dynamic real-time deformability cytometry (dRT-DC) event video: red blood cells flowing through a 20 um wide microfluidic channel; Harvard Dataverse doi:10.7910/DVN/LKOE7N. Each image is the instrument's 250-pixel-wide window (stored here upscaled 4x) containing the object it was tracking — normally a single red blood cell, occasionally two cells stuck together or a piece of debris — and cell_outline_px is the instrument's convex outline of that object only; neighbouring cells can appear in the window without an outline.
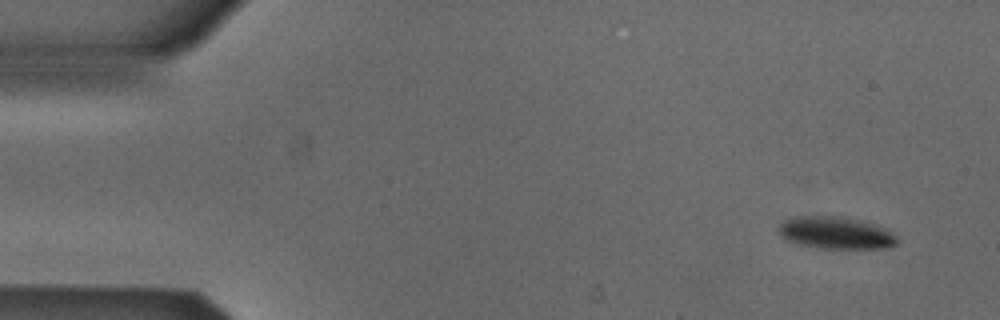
{"species": "Egyptian fruit bat (a non-hibernating species)", "species_latin": "Rousettus aegyptiacus", "temperature_condition": "cold", "stored_images_in_passage": 50, "camera_frame_rate_fps": 3000, "um_per_image_px": 0.085, "animal": {"sex": "male"}, "frame": {"image": 1, "passage_image": 1, "time_ms": 0.0, "image_size_px": [1000, 320], "cell_outline_px": [[896, 244], [888, 248], [820, 248], [796, 244], [780, 236], [780, 224], [784, 220], [792, 216], [840, 216], [860, 220], [884, 228], [892, 232], [896, 236]], "centroid_in_image_um": [71.02, 19.79], "position_along_channel_um": 14.0, "area_um2": 22.14}}
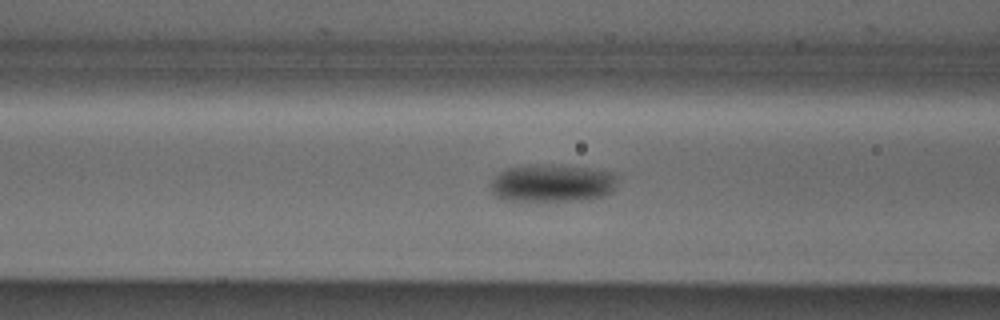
{"frame": {"image": 2, "passage_image": 18, "time_ms": 5.667, "image_size_px": [1000, 320], "cell_outline_px": [[616, 188], [612, 192], [604, 196], [588, 200], [504, 200], [496, 196], [492, 192], [492, 180], [500, 172], [508, 168], [532, 164], [548, 164], [584, 168], [612, 172], [616, 176]], "centroid_in_image_um": [46.97, 15.57], "position_along_channel_um": 119.6, "area_um2": 27.69}}
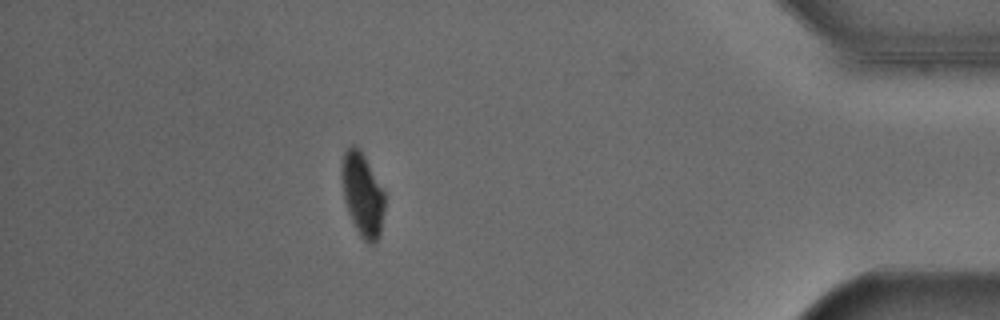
{"frame": {"image": 3, "passage_image": 44, "time_ms": 14.333, "image_size_px": [1000, 320], "cell_outline_px": [[384, 212], [380, 236], [376, 244], [368, 244], [360, 236], [348, 212], [344, 200], [340, 176], [340, 168], [344, 152], [352, 144], [364, 156], [384, 192]], "centroid_in_image_um": [30.79, 16.58], "position_along_channel_um": 404.4, "area_um2": 20.87}, "authors_computed_cell_mechanics": {"area_um2": 24.4494, "velocity_mm_per_s": 3.858, "shape_relaxation_time_tau1_ms": 6.6822, "shape_relaxation_time_tau2_ms": null, "deformation_change_tau1": 0.0935, "deformation_change_tau2": null}}